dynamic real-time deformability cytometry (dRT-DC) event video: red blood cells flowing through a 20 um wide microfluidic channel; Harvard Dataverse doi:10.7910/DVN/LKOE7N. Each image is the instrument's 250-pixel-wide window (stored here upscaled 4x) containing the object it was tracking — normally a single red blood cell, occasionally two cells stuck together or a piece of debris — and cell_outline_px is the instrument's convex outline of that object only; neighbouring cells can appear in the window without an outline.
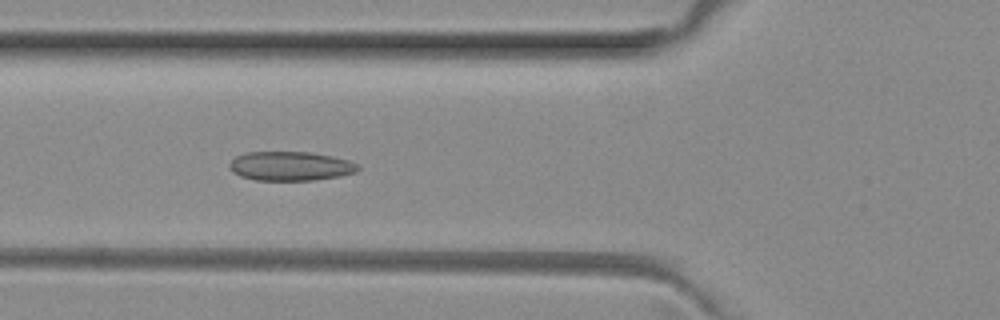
{"species": "common noctule bat (a hibernating species)", "species_latin": "Nyctalus noctula", "temperature_condition": "room temperature", "stored_images_in_passage": 7, "camera_frame_rate_fps": 3000, "um_per_image_px": 0.085, "animal": {"sex": "female", "body_mass_g": 29.2, "forearm_length_mm": 56.3}, "frame": {"image": 1, "passage_image": 4, "time_ms": 1.0, "image_size_px": [1000, 320], "cell_outline_px": [[360, 168], [356, 172], [340, 176], [312, 180], [256, 180], [240, 176], [232, 172], [228, 164], [236, 156], [244, 152], [308, 152], [332, 156], [348, 160], [356, 164]], "centroid_in_image_um": [24.66, 14.11], "position_along_channel_um": 101.1, "area_um2": 21.79}}
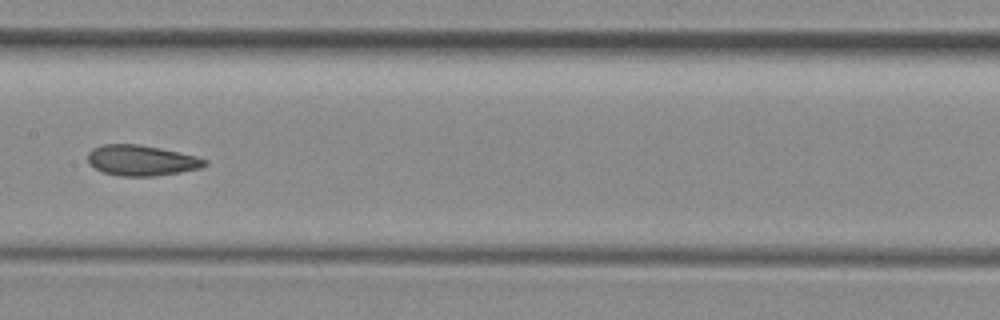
{"frame": {"image": 2, "passage_image": 6, "time_ms": 1.667, "image_size_px": [1000, 320], "cell_outline_px": [[208, 164], [200, 168], [180, 172], [152, 176], [120, 176], [104, 172], [88, 164], [88, 152], [92, 148], [100, 144], [140, 144], [160, 148], [196, 156], [208, 160]], "centroid_in_image_um": [12.01, 13.62], "position_along_channel_um": 195.4, "area_um2": 20.87}}
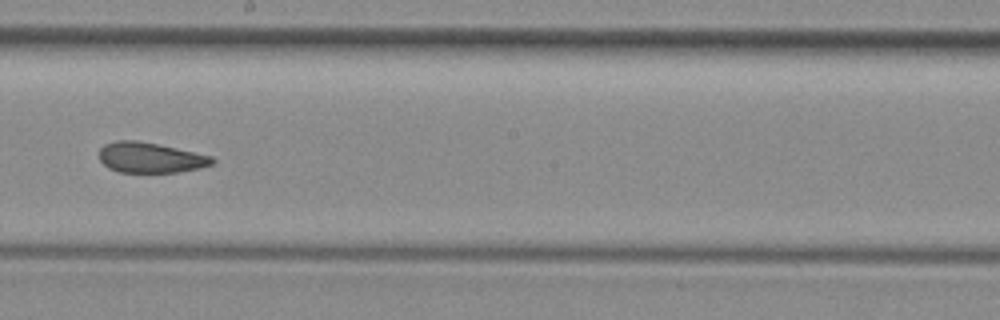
{"frame": {"image": 3, "passage_image": 7, "time_ms": 2.0, "image_size_px": [1000, 320], "cell_outline_px": [[216, 164], [200, 168], [180, 172], [120, 172], [108, 168], [100, 160], [100, 148], [104, 144], [116, 140], [136, 140], [176, 148], [212, 156], [216, 160]], "centroid_in_image_um": [12.81, 13.4], "position_along_channel_um": 235.4, "area_um2": 20.06}}